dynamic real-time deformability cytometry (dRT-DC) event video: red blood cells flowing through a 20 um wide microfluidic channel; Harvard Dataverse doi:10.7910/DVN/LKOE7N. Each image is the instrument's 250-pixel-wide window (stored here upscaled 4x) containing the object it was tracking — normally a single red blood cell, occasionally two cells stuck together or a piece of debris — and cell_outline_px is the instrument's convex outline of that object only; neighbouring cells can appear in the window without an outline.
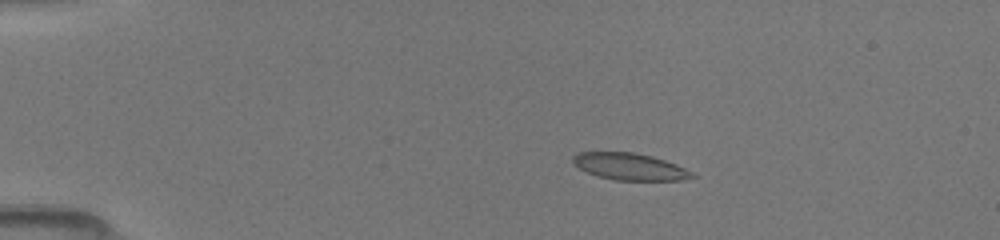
{"species": "common noctule bat (a hibernating species)", "species_latin": "Nyctalus noctula", "temperature_condition": "room temperature", "stored_images_in_passage": 31, "camera_frame_rate_fps": 3000, "um_per_image_px": 0.085, "animal": {"sex": "female", "body_mass_g": 19.5, "forearm_length_mm": 54.1}, "frame": {"image": 1, "passage_image": 1, "time_ms": 0.0, "image_size_px": [1000, 240], "cell_outline_px": [[696, 176], [680, 180], [616, 180], [596, 176], [572, 164], [572, 156], [580, 152], [632, 152], [652, 156], [676, 164], [692, 172]], "centroid_in_image_um": [53.5, 14.16], "position_along_channel_um": 31.5, "area_um2": 18.55}}
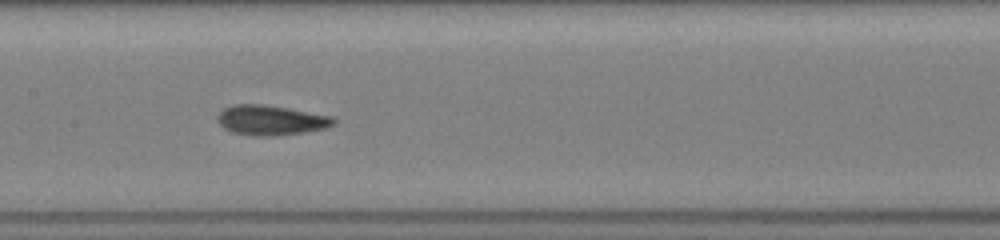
{"frame": {"image": 2, "passage_image": 13, "time_ms": 5.333, "image_size_px": [1000, 240], "cell_outline_px": [[336, 124], [324, 128], [304, 132], [276, 136], [256, 136], [232, 132], [224, 128], [216, 120], [216, 116], [224, 108], [236, 104], [264, 104], [288, 108], [332, 116], [336, 120]], "centroid_in_image_um": [23.01, 10.21], "position_along_channel_um": 184.4, "area_um2": 20.29}}
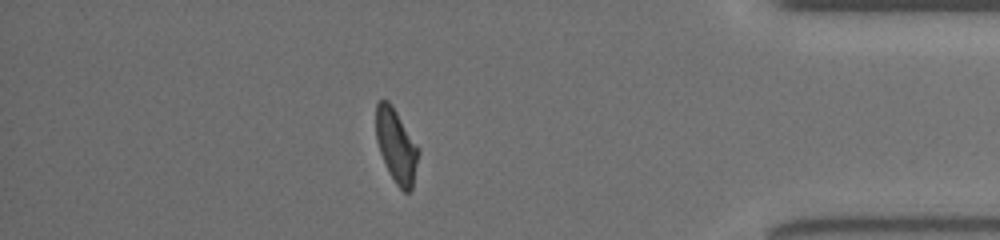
{"frame": {"image": 3, "passage_image": 27, "time_ms": 11.333, "image_size_px": [1000, 240], "cell_outline_px": [[420, 152], [412, 188], [408, 192], [404, 192], [396, 184], [380, 152], [376, 140], [376, 104], [380, 100], [388, 100], [392, 104], [420, 148]], "centroid_in_image_um": [33.7, 12.36], "position_along_channel_um": 401.5, "area_um2": 18.21}}